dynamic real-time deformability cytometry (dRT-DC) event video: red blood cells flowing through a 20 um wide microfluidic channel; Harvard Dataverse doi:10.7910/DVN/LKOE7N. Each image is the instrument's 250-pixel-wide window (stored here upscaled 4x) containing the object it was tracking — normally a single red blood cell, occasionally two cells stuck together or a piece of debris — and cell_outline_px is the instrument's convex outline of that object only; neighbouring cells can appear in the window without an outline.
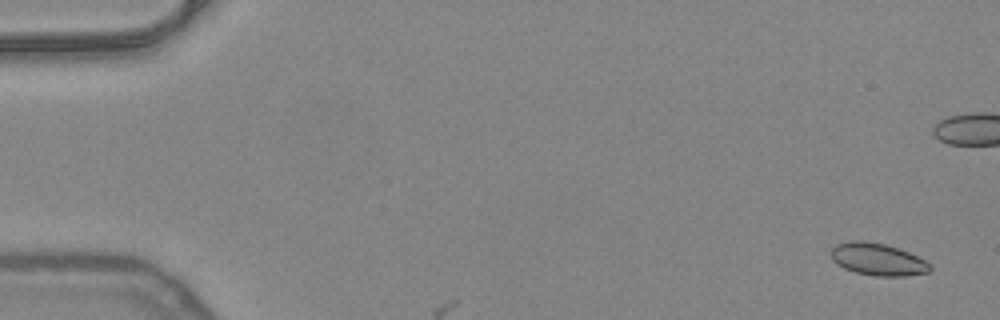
{"species": "common noctule bat (a hibernating species)", "species_latin": "Nyctalus noctula", "temperature_condition": "warm", "stored_images_in_passage": 7, "camera_frame_rate_fps": 3000, "um_per_image_px": 0.085, "animal": {"sex": "female", "body_mass_g": 24.6, "forearm_length_mm": 56.2}, "frame": {"image": 1, "passage_image": 3, "time_ms": 0.667, "image_size_px": [1000, 320], "cell_outline_px": [[932, 268], [928, 272], [904, 276], [876, 276], [856, 272], [844, 268], [836, 264], [832, 260], [832, 248], [836, 244], [848, 240], [864, 240], [884, 244], [908, 252], [932, 264]], "centroid_in_image_um": [74.59, 22.04], "position_along_channel_um": 10.4, "area_um2": 18.55}}